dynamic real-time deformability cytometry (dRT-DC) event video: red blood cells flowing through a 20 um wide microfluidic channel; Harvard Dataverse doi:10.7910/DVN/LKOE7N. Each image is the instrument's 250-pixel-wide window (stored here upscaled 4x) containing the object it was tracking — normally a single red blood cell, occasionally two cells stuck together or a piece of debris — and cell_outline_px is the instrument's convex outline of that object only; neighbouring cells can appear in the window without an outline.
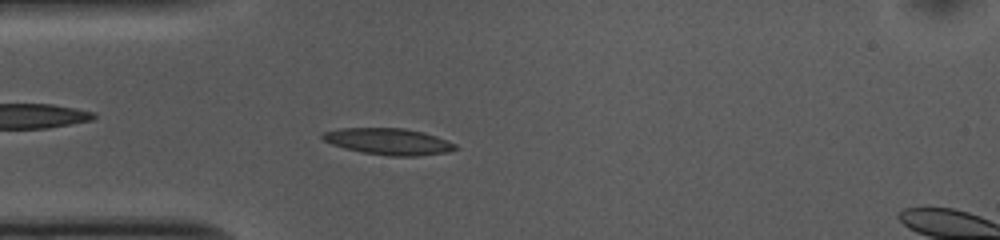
{"species": "common noctule bat (a hibernating species)", "species_latin": "Nyctalus noctula", "temperature_condition": "cold", "stored_images_in_passage": 53, "segment_of_instrument_passage": [1, 2], "camera_frame_rate_fps": 3000, "um_per_image_px": 0.085, "animal": {"sex": "female", "body_mass_g": 10.0, "forearm_length_mm": 53.1}, "frame": {"image": 1, "passage_image": 13, "time_ms": 4.0, "image_size_px": [1000, 240], "cell_outline_px": [[460, 148], [448, 152], [416, 156], [388, 156], [364, 152], [344, 148], [332, 144], [324, 140], [320, 136], [324, 132], [340, 128], [404, 128], [424, 132], [436, 136], [456, 144]], "centroid_in_image_um": [33.05, 12.02], "position_along_channel_um": 51.9, "area_um2": 20.46}}
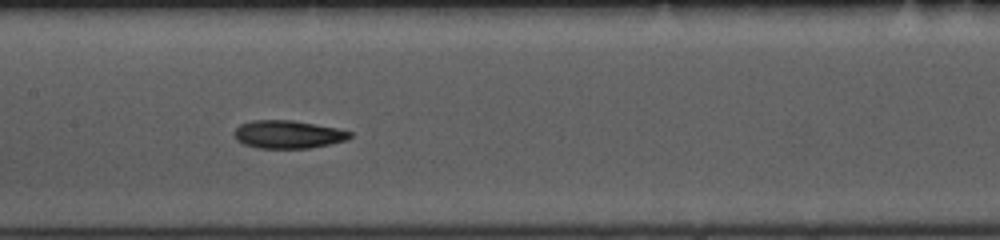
{"frame": {"image": 2, "passage_image": 24, "time_ms": 7.667, "image_size_px": [1000, 240], "cell_outline_px": [[352, 136], [348, 140], [308, 148], [256, 148], [244, 144], [236, 140], [236, 128], [240, 124], [252, 120], [292, 120], [336, 128], [352, 132]], "centroid_in_image_um": [24.49, 11.42], "position_along_channel_um": 182.9, "area_um2": 18.73}}
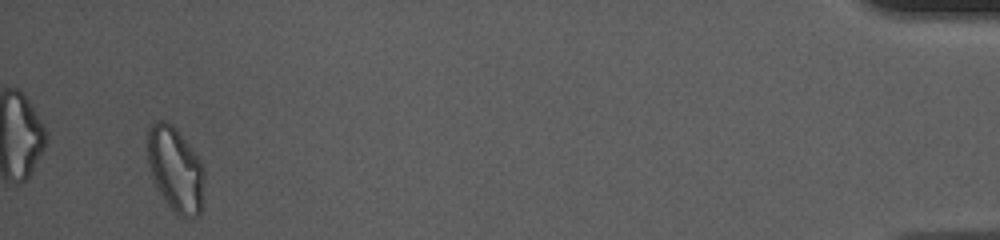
{"frame": {"image": 3, "passage_image": 50, "time_ms": 16.333, "image_size_px": [1000, 240], "cell_outline_px": [[204, 180], [200, 216], [180, 216], [168, 204], [156, 188], [148, 164], [148, 128], [152, 120], [164, 120], [172, 124], [200, 160], [204, 168]], "centroid_in_image_um": [14.9, 14.36], "position_along_channel_um": 420.3, "area_um2": 27.8}}